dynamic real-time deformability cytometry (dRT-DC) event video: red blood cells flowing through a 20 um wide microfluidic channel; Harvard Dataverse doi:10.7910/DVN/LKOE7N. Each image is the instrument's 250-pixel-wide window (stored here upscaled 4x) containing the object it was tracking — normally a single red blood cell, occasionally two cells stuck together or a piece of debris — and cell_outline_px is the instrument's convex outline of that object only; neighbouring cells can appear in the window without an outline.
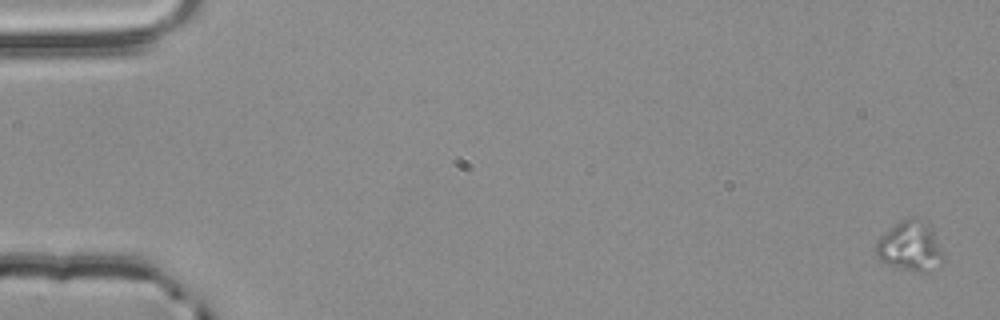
{"species": "common noctule bat (a hibernating species)", "species_latin": "Nyctalus noctula", "temperature_condition": "room temperature", "stored_images_in_passage": 12, "camera_frame_rate_fps": 3000, "um_per_image_px": 0.085, "animal": {"sex": "male", "body_mass_g": 20.4}, "frame": {"image": 1, "passage_image": 1, "time_ms": 0.0, "image_size_px": [1000, 320], "cell_outline_px": [[944, 260], [924, 272], [916, 272], [900, 268], [888, 264], [880, 260], [876, 256], [876, 240], [880, 236], [900, 220], [908, 216], [912, 216], [928, 224], [944, 256]], "centroid_in_image_um": [77.31, 20.92], "position_along_channel_um": 7.7, "area_um2": 19.19}}